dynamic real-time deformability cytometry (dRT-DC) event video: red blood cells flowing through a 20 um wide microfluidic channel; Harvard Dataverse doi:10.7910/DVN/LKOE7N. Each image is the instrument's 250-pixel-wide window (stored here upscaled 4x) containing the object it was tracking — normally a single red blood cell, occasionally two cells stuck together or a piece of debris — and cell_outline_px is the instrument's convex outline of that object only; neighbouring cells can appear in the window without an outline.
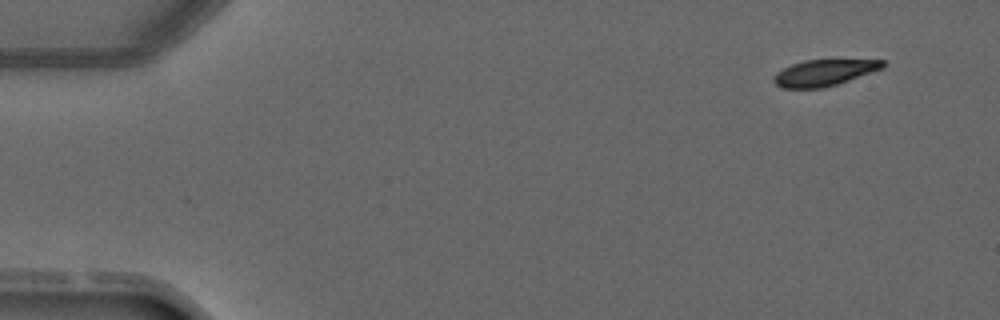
{"species": "common noctule bat (a hibernating species)", "species_latin": "Nyctalus noctula", "temperature_condition": "warm", "stored_images_in_passage": 3, "camera_frame_rate_fps": 3000, "um_per_image_px": 0.085, "animal": {"sex": "male", "forearm_length_mm": 52.5}, "frame": {"image": 1, "passage_image": 1, "time_ms": 0.0, "image_size_px": [1000, 320], "cell_outline_px": [[884, 68], [836, 84], [820, 88], [784, 88], [776, 84], [772, 80], [776, 72], [792, 64], [804, 60], [884, 60]], "centroid_in_image_um": [70.03, 6.18], "position_along_channel_um": 15.0, "area_um2": 16.42}}
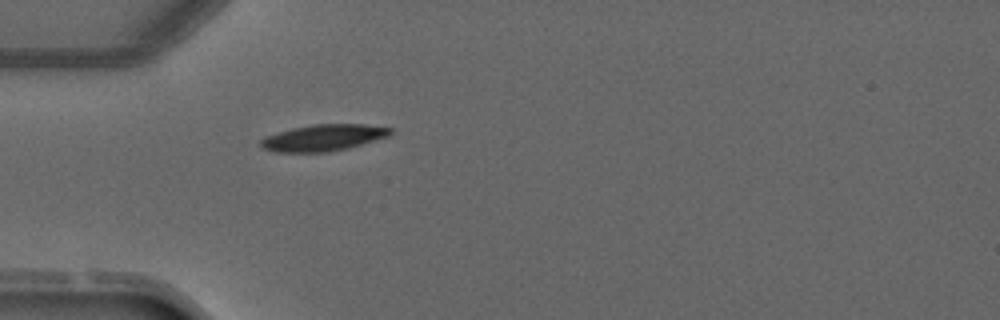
{"frame": {"image": 2, "passage_image": 3, "time_ms": 3.333, "image_size_px": [1000, 320], "cell_outline_px": [[392, 132], [388, 136], [360, 144], [328, 152], [276, 152], [264, 148], [260, 144], [260, 140], [264, 136], [292, 128], [312, 124], [364, 124], [392, 128]], "centroid_in_image_um": [27.44, 11.69], "position_along_channel_um": 57.6, "area_um2": 19.77}}